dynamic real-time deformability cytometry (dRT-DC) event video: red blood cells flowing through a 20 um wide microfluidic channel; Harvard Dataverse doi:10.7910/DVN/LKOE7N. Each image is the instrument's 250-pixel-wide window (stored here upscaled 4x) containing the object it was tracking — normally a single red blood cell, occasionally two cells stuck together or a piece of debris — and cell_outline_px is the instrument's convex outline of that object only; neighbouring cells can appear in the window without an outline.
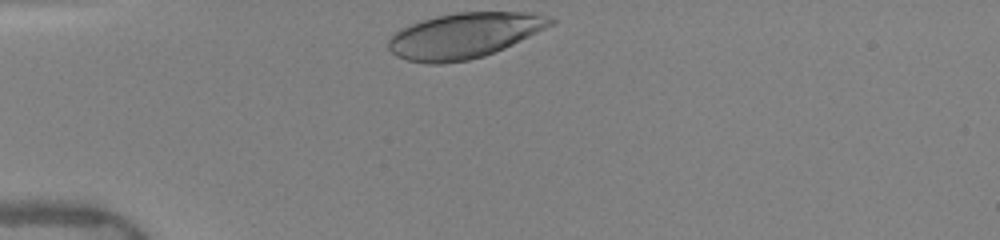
{"species": "human", "species_latin": "Homo sapiens", "temperature_condition": "warm", "stored_images_in_passage": 30, "camera_frame_rate_fps": 3000, "um_per_image_px": 0.085, "donor": {"sex": "female"}, "frame": {"image": 1, "passage_image": 1, "time_ms": 0.0, "image_size_px": [1000, 240], "cell_outline_px": [[556, 20], [552, 24], [504, 48], [484, 56], [468, 60], [440, 64], [428, 64], [408, 60], [396, 56], [388, 48], [388, 40], [400, 28], [420, 20], [436, 16], [456, 12], [532, 12], [548, 16]], "centroid_in_image_um": [39.42, 3.01], "position_along_channel_um": 45.6, "area_um2": 42.66}}
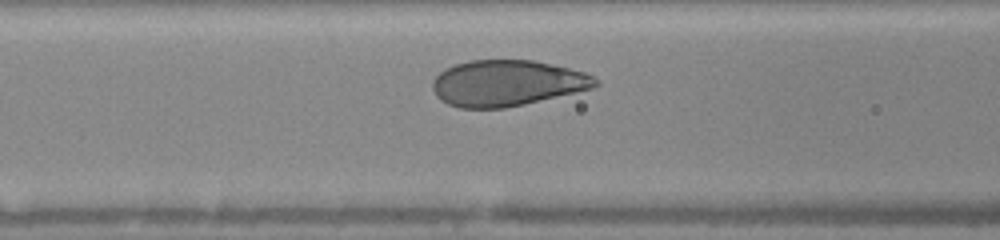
{"frame": {"image": 2, "passage_image": 9, "time_ms": 2.667, "image_size_px": [1000, 240], "cell_outline_px": [[600, 84], [592, 88], [576, 92], [524, 104], [504, 108], [460, 108], [448, 104], [440, 100], [436, 96], [432, 88], [432, 80], [440, 72], [456, 64], [468, 60], [532, 60], [568, 68], [584, 72], [600, 80]], "centroid_in_image_um": [43.08, 7.07], "position_along_channel_um": 123.5, "area_um2": 43.52}}
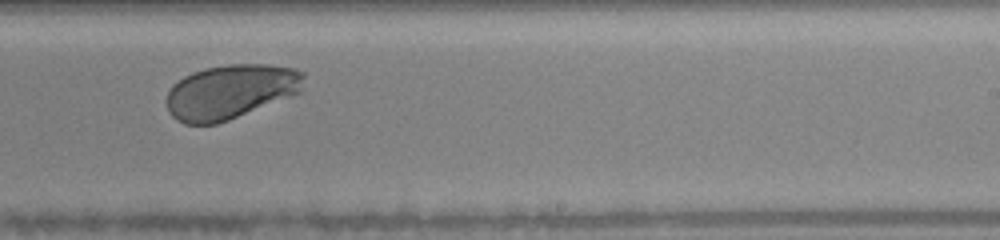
{"frame": {"image": 3, "passage_image": 20, "time_ms": 6.333, "image_size_px": [1000, 240], "cell_outline_px": [[304, 76], [300, 92], [292, 96], [228, 120], [216, 124], [184, 124], [176, 120], [168, 112], [164, 100], [172, 84], [184, 76], [192, 72], [204, 68], [228, 64], [268, 64], [296, 68], [304, 72]], "centroid_in_image_um": [19.56, 7.79], "position_along_channel_um": 269.4, "area_um2": 43.93}, "authors_computed_cell_mechanics": {"area_um2": 44.1881, "velocity_mm_per_s": 3.9917, "shape_relaxation_time_tau1_ms": 1.9325, "shape_relaxation_time_tau2_ms": null, "deformation_change_tau1": 0.1365, "deformation_change_tau2": null}}